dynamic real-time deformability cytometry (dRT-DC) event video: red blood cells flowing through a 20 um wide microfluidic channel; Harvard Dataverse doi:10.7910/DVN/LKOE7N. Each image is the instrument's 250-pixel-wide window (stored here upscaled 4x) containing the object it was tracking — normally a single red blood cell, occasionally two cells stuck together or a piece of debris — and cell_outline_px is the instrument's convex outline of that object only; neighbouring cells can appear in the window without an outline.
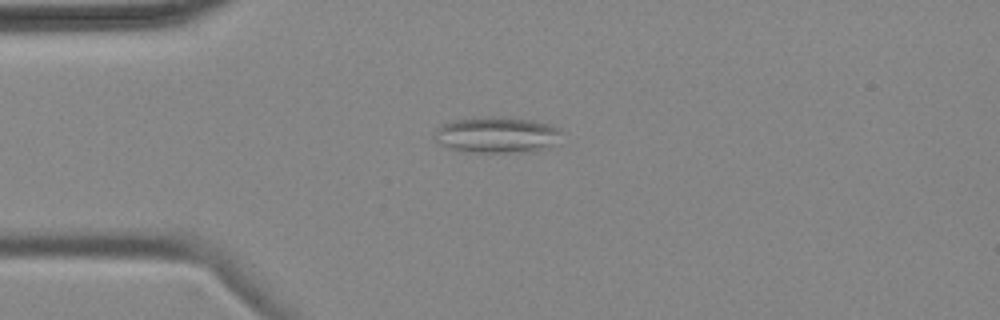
{"species": "common noctule bat (a hibernating species)", "species_latin": "Nyctalus noctula", "temperature_condition": "cold", "stored_images_in_passage": 4, "camera_frame_rate_fps": 3000, "um_per_image_px": 0.085, "animal": {"sex": "female", "body_mass_g": 18.4}, "frame": {"image": 1, "passage_image": 1, "time_ms": 0.0, "image_size_px": [1000, 320], "cell_outline_px": [[560, 132], [544, 148], [532, 152], [468, 152], [448, 148], [440, 144], [436, 140], [432, 132], [440, 124], [452, 120], [532, 120], [552, 124], [560, 128]], "centroid_in_image_um": [42.13, 11.51], "position_along_channel_um": 42.9, "area_um2": 25.37}}